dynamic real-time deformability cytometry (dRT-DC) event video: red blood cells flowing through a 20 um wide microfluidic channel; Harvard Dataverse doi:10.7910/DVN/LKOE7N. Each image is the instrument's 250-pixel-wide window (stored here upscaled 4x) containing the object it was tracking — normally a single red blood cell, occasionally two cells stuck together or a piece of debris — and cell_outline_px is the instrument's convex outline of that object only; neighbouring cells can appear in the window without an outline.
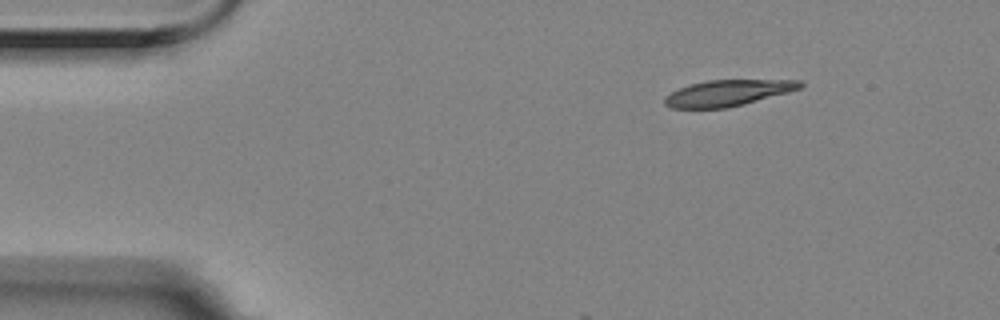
{"species": "Egyptian fruit bat (a non-hibernating species)", "species_latin": "Rousettus aegyptiacus", "temperature_condition": "room temperature", "stored_images_in_passage": 6, "camera_frame_rate_fps": 3000, "um_per_image_px": 0.085, "animal": {"sex": "female"}, "frame": {"image": 1, "passage_image": 1, "time_ms": 0.0, "image_size_px": [1000, 320], "cell_outline_px": [[804, 84], [800, 88], [788, 92], [744, 104], [728, 108], [672, 108], [664, 104], [664, 96], [680, 88], [692, 84], [708, 80], [800, 80]], "centroid_in_image_um": [61.85, 7.9], "position_along_channel_um": 23.1, "area_um2": 20.4}}